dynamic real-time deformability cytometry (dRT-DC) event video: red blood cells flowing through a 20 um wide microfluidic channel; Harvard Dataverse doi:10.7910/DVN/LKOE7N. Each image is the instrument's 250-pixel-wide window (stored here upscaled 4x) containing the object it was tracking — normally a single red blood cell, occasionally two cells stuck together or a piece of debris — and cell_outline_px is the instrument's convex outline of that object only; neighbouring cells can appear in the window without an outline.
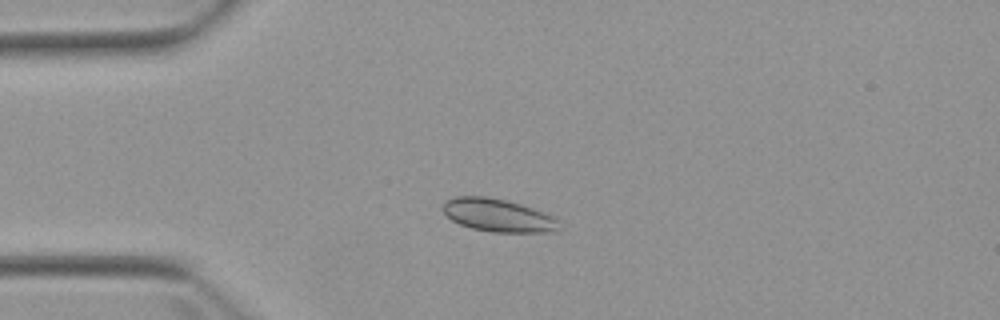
{"species": "Egyptian fruit bat (a non-hibernating species)", "species_latin": "Rousettus aegyptiacus", "temperature_condition": "warm", "stored_images_in_passage": 4, "camera_frame_rate_fps": 3000, "um_per_image_px": 0.085, "animal": {"sex": "female"}, "frame": {"image": 1, "passage_image": 3, "time_ms": 3.333, "image_size_px": [1000, 320], "cell_outline_px": [[560, 220], [556, 232], [492, 232], [472, 228], [460, 224], [452, 220], [440, 208], [448, 200], [456, 196], [484, 196], [504, 200], [520, 204], [544, 212]], "centroid_in_image_um": [42.34, 18.31], "position_along_channel_um": 42.7, "area_um2": 22.14}}